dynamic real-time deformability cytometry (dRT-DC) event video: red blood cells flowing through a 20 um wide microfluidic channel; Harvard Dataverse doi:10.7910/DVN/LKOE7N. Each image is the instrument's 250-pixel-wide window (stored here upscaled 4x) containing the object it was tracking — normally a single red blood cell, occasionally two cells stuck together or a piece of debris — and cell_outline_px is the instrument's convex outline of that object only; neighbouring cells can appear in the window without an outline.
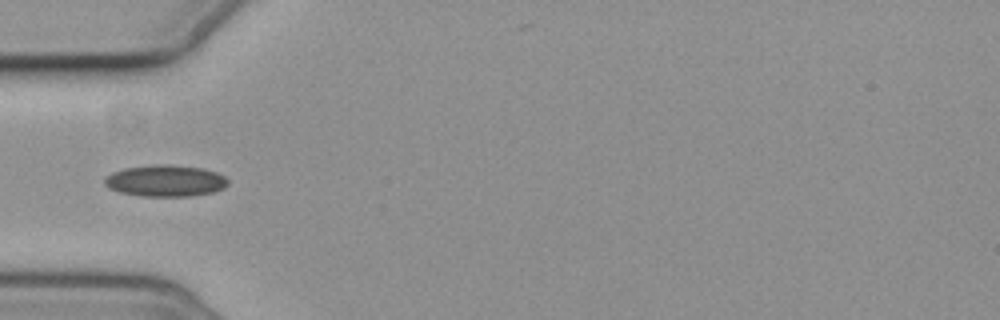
{"species": "common noctule bat (a hibernating species)", "species_latin": "Nyctalus noctula", "temperature_condition": "cold", "stored_images_in_passage": 7, "camera_frame_rate_fps": 3000, "um_per_image_px": 0.085, "animal": {"sex": "female", "body_mass_g": 19.3, "forearm_length_mm": 54.1}, "frame": {"image": 1, "passage_image": 6, "time_ms": 5.667, "image_size_px": [1000, 320], "cell_outline_px": [[228, 184], [224, 188], [212, 192], [192, 196], [140, 196], [120, 192], [108, 188], [104, 184], [104, 180], [112, 172], [124, 168], [156, 164], [168, 164], [204, 168], [216, 172], [224, 176], [228, 180]], "centroid_in_image_um": [14.06, 15.36], "position_along_channel_um": 70.9, "area_um2": 22.77}}
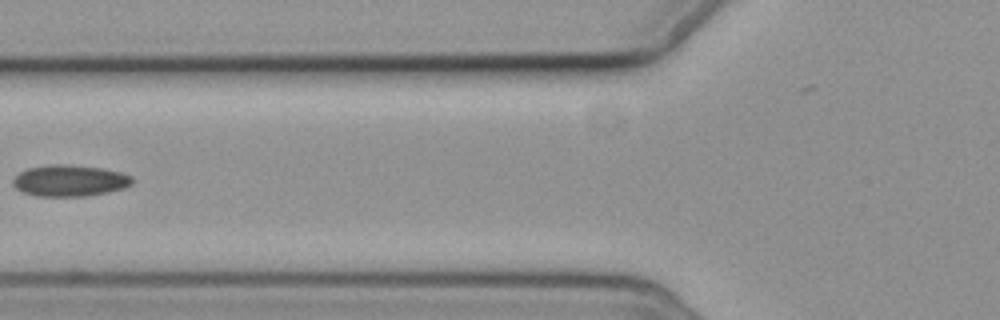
{"frame": {"image": 2, "passage_image": 7, "time_ms": 7.0, "image_size_px": [1000, 320], "cell_outline_px": [[132, 184], [124, 188], [108, 192], [84, 196], [36, 196], [24, 192], [16, 188], [12, 184], [12, 180], [20, 172], [28, 168], [52, 164], [64, 164], [100, 168], [120, 172], [132, 176]], "centroid_in_image_um": [5.92, 15.36], "position_along_channel_um": 119.9, "area_um2": 21.68}}